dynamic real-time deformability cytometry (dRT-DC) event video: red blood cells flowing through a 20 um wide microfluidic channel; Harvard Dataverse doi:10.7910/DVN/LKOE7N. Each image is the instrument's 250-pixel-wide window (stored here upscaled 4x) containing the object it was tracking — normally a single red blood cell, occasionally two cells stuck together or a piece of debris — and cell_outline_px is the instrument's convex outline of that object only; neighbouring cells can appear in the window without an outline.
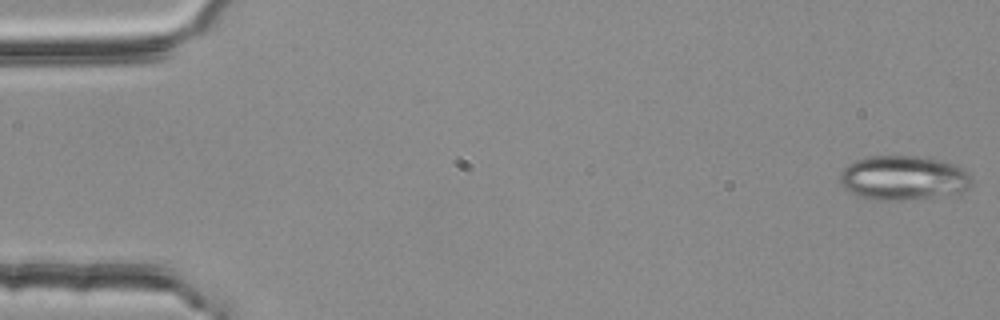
{"species": "common noctule bat (a hibernating species)", "species_latin": "Nyctalus noctula", "temperature_condition": "room temperature", "stored_images_in_passage": 54, "camera_frame_rate_fps": 3000, "um_per_image_px": 0.085, "animal": {"sex": "female", "body_mass_g": 25.1}, "frame": {"image": 1, "passage_image": 1, "time_ms": 0.0, "image_size_px": [1000, 320], "cell_outline_px": [[972, 184], [964, 192], [900, 200], [872, 200], [856, 196], [848, 192], [840, 184], [840, 172], [848, 164], [856, 160], [868, 156], [920, 156], [944, 160], [956, 164], [964, 168], [972, 176]], "centroid_in_image_um": [76.79, 15.11], "position_along_channel_um": 8.2, "area_um2": 34.56}}
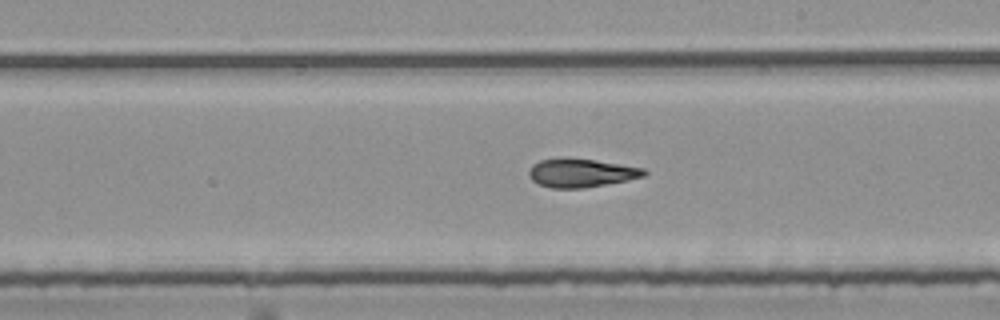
{"frame": {"image": 2, "passage_image": 31, "time_ms": 10.0, "image_size_px": [1000, 320], "cell_outline_px": [[648, 172], [644, 176], [628, 180], [584, 188], [552, 188], [540, 184], [532, 180], [528, 176], [528, 172], [532, 164], [540, 160], [560, 156], [568, 156], [596, 160], [644, 168]], "centroid_in_image_um": [49.36, 14.67], "position_along_channel_um": 239.6, "area_um2": 19.54}}
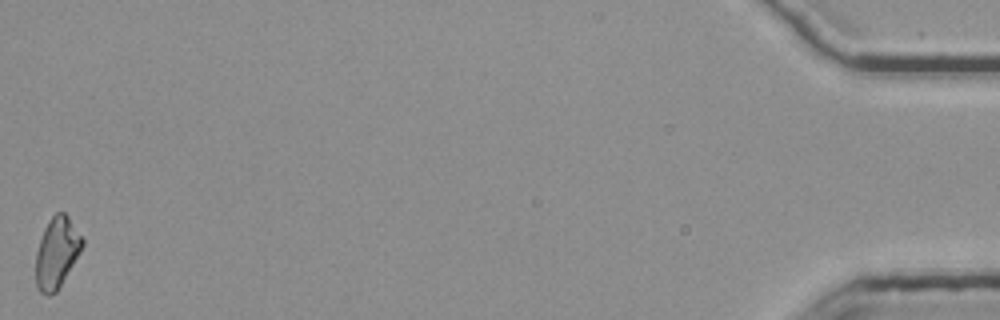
{"frame": {"image": 3, "passage_image": 54, "time_ms": 17.667, "image_size_px": [1000, 320], "cell_outline_px": [[84, 244], [80, 252], [56, 292], [48, 296], [40, 292], [36, 288], [36, 252], [44, 228], [48, 220], [56, 212], [64, 212], [68, 216], [84, 240]], "centroid_in_image_um": [4.81, 21.47], "position_along_channel_um": 430.4, "area_um2": 19.07}, "authors_computed_cell_mechanics": {"area_um2": 19.5075, "velocity_mm_per_s": 3.7977, "shape_relaxation_time_tau1_ms": null, "shape_relaxation_time_tau2_ms": 4.7247, "deformation_change_tau1": null, "deformation_change_tau2": 0.1469}}